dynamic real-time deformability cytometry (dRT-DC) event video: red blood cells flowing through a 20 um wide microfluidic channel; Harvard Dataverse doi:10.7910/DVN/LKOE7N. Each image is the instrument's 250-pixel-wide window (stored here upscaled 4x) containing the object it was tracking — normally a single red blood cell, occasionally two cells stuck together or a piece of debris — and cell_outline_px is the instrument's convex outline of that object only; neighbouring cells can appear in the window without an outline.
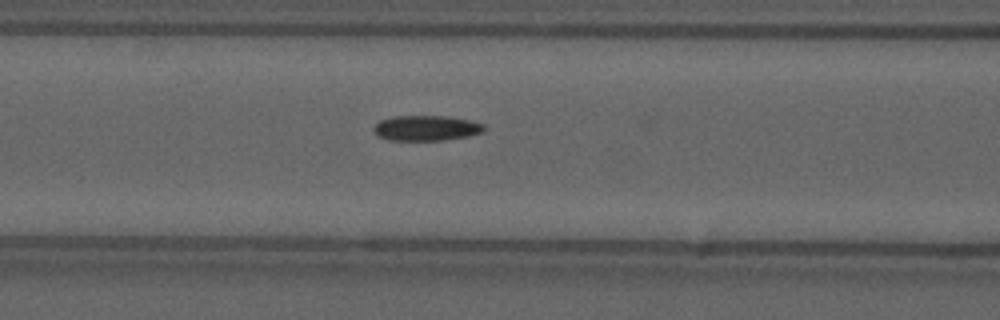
{"species": "common noctule bat (a hibernating species)", "species_latin": "Nyctalus noctula", "temperature_condition": "cold", "stored_images_in_passage": 26, "camera_frame_rate_fps": 3000, "um_per_image_px": 0.085, "animal": {"sex": "male", "forearm_length_mm": 52.5}, "frame": {"image": 1, "passage_image": 8, "time_ms": 2.333, "image_size_px": [1000, 320], "cell_outline_px": [[484, 132], [468, 136], [444, 140], [388, 140], [380, 136], [376, 132], [376, 124], [380, 120], [396, 116], [448, 116], [468, 120], [484, 124]], "centroid_in_image_um": [36.28, 10.88], "position_along_channel_um": 130.3, "area_um2": 16.01}}
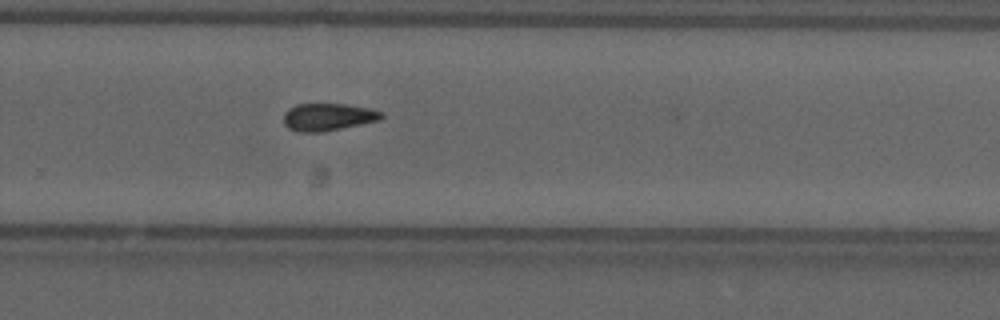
{"frame": {"image": 2, "passage_image": 22, "time_ms": 7.0, "image_size_px": [1000, 320], "cell_outline_px": [[384, 116], [380, 120], [320, 132], [296, 132], [288, 128], [284, 124], [284, 112], [288, 108], [296, 104], [344, 104], [368, 108], [384, 112]], "centroid_in_image_um": [27.85, 9.94], "position_along_channel_um": 301.9, "area_um2": 15.61}}